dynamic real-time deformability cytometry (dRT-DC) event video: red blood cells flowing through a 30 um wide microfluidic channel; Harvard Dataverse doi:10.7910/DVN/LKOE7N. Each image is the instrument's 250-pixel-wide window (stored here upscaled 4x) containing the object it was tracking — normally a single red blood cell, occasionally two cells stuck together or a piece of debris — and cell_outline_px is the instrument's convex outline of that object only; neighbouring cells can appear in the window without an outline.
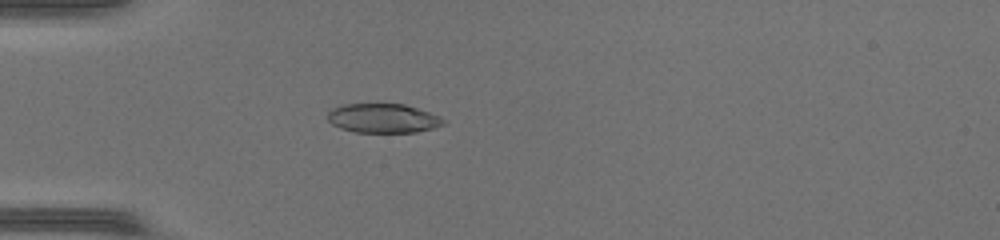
{"species": "common noctule bat (a hibernating species)", "species_latin": "Nyctalus noctula", "temperature_condition": "warm", "stored_images_in_passage": 49, "camera_frame_rate_fps": 3000, "um_per_image_px": 0.085, "animal": {"sex": "female", "body_mass_g": 17.0, "forearm_length_mm": 48.0}, "frame": {"image": 1, "passage_image": 16, "time_ms": 5.0, "image_size_px": [1000, 240], "cell_outline_px": [[444, 124], [432, 128], [416, 132], [356, 132], [340, 128], [332, 124], [328, 120], [328, 112], [332, 108], [344, 104], [404, 104], [440, 116], [444, 120]], "centroid_in_image_um": [32.53, 10.05], "position_along_channel_um": 52.5, "area_um2": 19.54}}
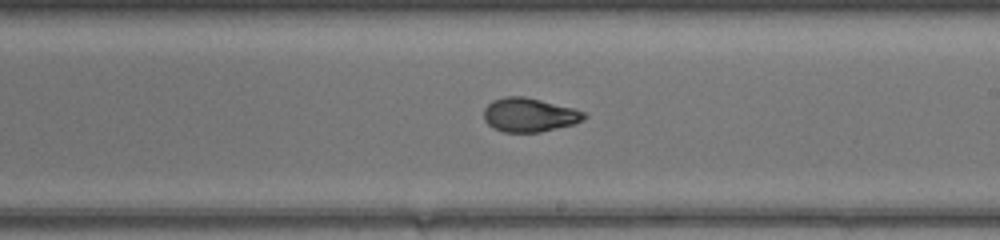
{"frame": {"image": 2, "passage_image": 30, "time_ms": 9.667, "image_size_px": [1000, 240], "cell_outline_px": [[588, 116], [572, 124], [540, 132], [504, 132], [492, 128], [484, 120], [484, 108], [492, 100], [504, 96], [524, 96], [572, 108], [584, 112]], "centroid_in_image_um": [44.93, 9.76], "position_along_channel_um": 244.1, "area_um2": 19.65}}
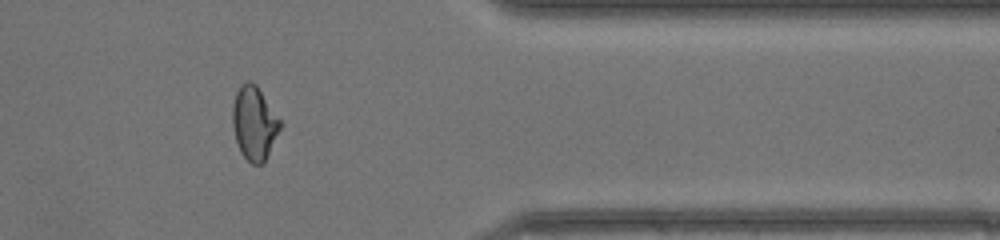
{"frame": {"image": 3, "passage_image": 41, "time_ms": 13.333, "image_size_px": [1000, 240], "cell_outline_px": [[284, 124], [264, 164], [252, 164], [240, 152], [236, 140], [232, 124], [232, 108], [236, 92], [240, 84], [248, 80], [252, 80], [256, 84]], "centroid_in_image_um": [21.64, 10.46], "position_along_channel_um": 389.8, "area_um2": 20.87}, "authors_computed_cell_mechanics": {"area_um2": 20.4612, "velocity_mm_per_s": 4.3995, "shape_relaxation_time_tau1_ms": 5.869, "shape_relaxation_time_tau2_ms": 1.2118, "deformation_change_tau1": 0.2282, "deformation_change_tau2": 0.0488}}